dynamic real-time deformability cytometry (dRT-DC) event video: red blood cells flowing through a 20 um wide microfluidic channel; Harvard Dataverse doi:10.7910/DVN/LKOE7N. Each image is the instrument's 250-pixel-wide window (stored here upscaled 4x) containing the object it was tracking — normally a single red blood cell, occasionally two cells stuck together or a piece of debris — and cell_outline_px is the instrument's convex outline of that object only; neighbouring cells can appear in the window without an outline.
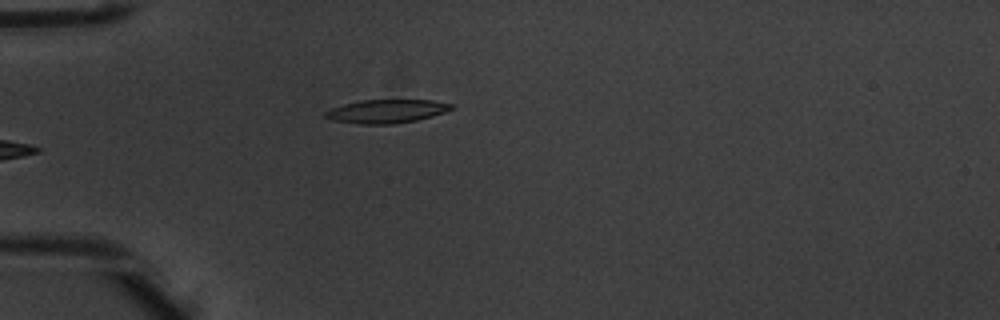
{"species": "common noctule bat (a hibernating species)", "species_latin": "Nyctalus noctula", "temperature_condition": "warm", "stored_images_in_passage": 6, "camera_frame_rate_fps": 3000, "um_per_image_px": 0.085, "animal": {"sex": "male", "body_mass_g": 20.1, "forearm_length_mm": 53.5}, "frame": {"image": 1, "passage_image": 6, "time_ms": 1.667, "image_size_px": [1000, 320], "cell_outline_px": [[456, 108], [432, 116], [416, 120], [392, 124], [360, 124], [332, 120], [324, 116], [324, 112], [332, 108], [344, 104], [360, 100], [432, 100], [456, 104]], "centroid_in_image_um": [32.9, 9.45], "position_along_channel_um": 52.1, "area_um2": 17.34}}